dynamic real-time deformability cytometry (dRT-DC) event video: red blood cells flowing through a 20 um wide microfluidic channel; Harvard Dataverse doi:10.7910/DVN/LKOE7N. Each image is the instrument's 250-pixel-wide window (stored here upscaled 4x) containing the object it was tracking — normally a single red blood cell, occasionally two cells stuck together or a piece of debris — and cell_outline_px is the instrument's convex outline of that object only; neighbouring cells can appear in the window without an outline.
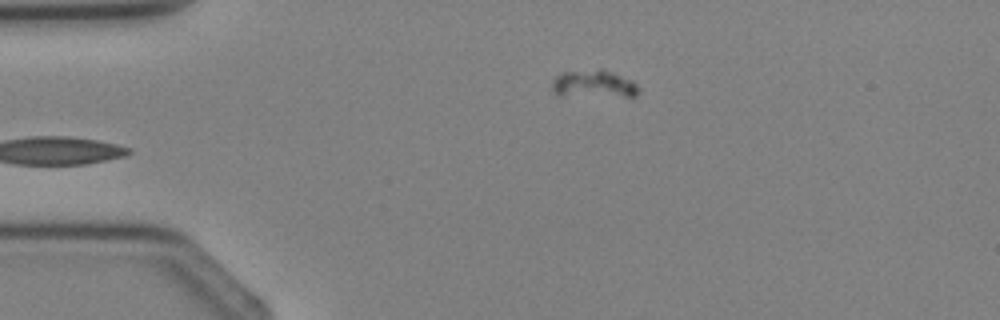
{"species": "Egyptian fruit bat (a non-hibernating species)", "species_latin": "Rousettus aegyptiacus", "temperature_condition": "cold", "stored_images_in_passage": 3, "camera_frame_rate_fps": 3000, "um_per_image_px": 0.085, "animal": {"sex": "female"}, "frame": {"image": 1, "passage_image": 3, "time_ms": 2.667, "image_size_px": [1000, 320], "cell_outline_px": [[640, 92], [636, 96], [556, 96], [552, 92], [552, 80], [556, 76], [564, 72], [600, 68], [632, 80], [640, 88]], "centroid_in_image_um": [50.44, 7.15], "position_along_channel_um": 34.6, "area_um2": 14.22}}